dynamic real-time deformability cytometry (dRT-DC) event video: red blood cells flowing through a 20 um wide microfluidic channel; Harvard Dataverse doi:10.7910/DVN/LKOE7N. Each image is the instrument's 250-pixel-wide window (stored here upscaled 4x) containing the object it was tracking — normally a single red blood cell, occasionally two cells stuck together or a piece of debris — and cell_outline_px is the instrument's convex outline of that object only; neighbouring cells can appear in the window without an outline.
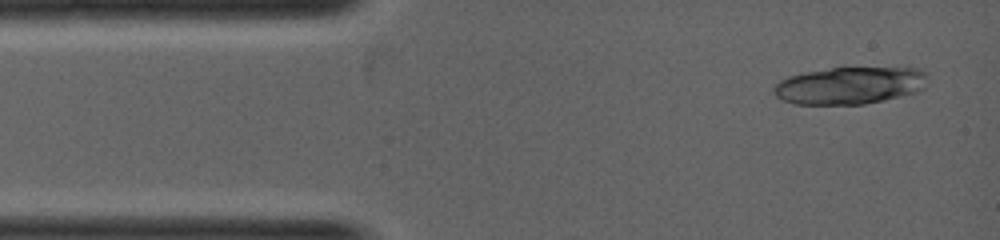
{"species": "common noctule bat (a hibernating species)", "species_latin": "Nyctalus noctula", "temperature_condition": "warm", "stored_images_in_passage": 1, "camera_frame_rate_fps": 5000, "um_per_image_px": 0.085, "animal": {"sex": "female", "body_mass_g": 19.0, "forearm_length_mm": 53.3}, "frame": {"image": 1, "passage_image": 1, "time_ms": 0.0, "image_size_px": [1000, 240], "cell_outline_px": [[928, 76], [924, 88], [916, 92], [900, 96], [864, 104], [792, 104], [776, 96], [772, 92], [772, 88], [780, 80], [788, 76], [804, 72], [832, 68], [916, 68], [928, 72]], "centroid_in_image_um": [72.22, 7.26], "position_along_channel_um": 12.8, "area_um2": 33.41}}